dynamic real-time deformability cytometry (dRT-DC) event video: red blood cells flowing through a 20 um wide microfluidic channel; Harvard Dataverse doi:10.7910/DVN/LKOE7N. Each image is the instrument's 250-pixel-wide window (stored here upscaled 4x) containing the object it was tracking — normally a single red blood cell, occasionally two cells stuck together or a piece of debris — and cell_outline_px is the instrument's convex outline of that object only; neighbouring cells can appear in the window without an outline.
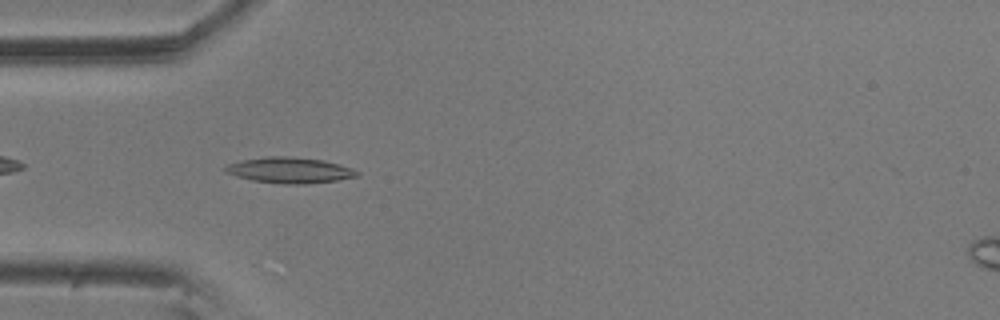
{"species": "common noctule bat (a hibernating species)", "species_latin": "Nyctalus noctula", "temperature_condition": "room temperature", "stored_images_in_passage": 7, "camera_frame_rate_fps": 3000, "um_per_image_px": 0.085, "animal": {"sex": "male", "body_mass_g": 20.5, "forearm_length_mm": 52.5}, "frame": {"image": 1, "passage_image": 4, "time_ms": 1.0, "image_size_px": [1000, 320], "cell_outline_px": [[360, 176], [336, 180], [304, 184], [284, 184], [252, 180], [236, 176], [224, 172], [224, 168], [228, 164], [244, 160], [264, 156], [288, 156], [324, 160], [352, 168], [360, 172]], "centroid_in_image_um": [24.63, 14.46], "position_along_channel_um": 60.4, "area_um2": 19.77}}